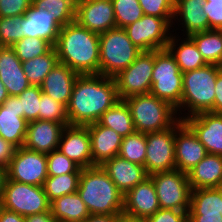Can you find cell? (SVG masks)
<instances>
[{"instance_id": "6da1fadb", "label": "cell", "mask_w": 222, "mask_h": 222, "mask_svg": "<svg viewBox=\"0 0 222 222\" xmlns=\"http://www.w3.org/2000/svg\"><path fill=\"white\" fill-rule=\"evenodd\" d=\"M120 100L113 77L79 75L67 106L69 125L86 126L98 122L103 113Z\"/></svg>"}, {"instance_id": "7a4b0ae2", "label": "cell", "mask_w": 222, "mask_h": 222, "mask_svg": "<svg viewBox=\"0 0 222 222\" xmlns=\"http://www.w3.org/2000/svg\"><path fill=\"white\" fill-rule=\"evenodd\" d=\"M54 48L59 62L79 75L100 74L99 34L73 21L61 28Z\"/></svg>"}, {"instance_id": "3957f363", "label": "cell", "mask_w": 222, "mask_h": 222, "mask_svg": "<svg viewBox=\"0 0 222 222\" xmlns=\"http://www.w3.org/2000/svg\"><path fill=\"white\" fill-rule=\"evenodd\" d=\"M77 192L90 214L114 215L123 212V194L102 166L83 168Z\"/></svg>"}, {"instance_id": "277c9868", "label": "cell", "mask_w": 222, "mask_h": 222, "mask_svg": "<svg viewBox=\"0 0 222 222\" xmlns=\"http://www.w3.org/2000/svg\"><path fill=\"white\" fill-rule=\"evenodd\" d=\"M219 72L218 65L207 64L183 73L181 106L177 109L179 119L184 120L202 112L213 113L215 84Z\"/></svg>"}, {"instance_id": "5b68a950", "label": "cell", "mask_w": 222, "mask_h": 222, "mask_svg": "<svg viewBox=\"0 0 222 222\" xmlns=\"http://www.w3.org/2000/svg\"><path fill=\"white\" fill-rule=\"evenodd\" d=\"M128 105L135 131L151 133L173 127L180 119L177 110L168 102L149 94L124 99Z\"/></svg>"}, {"instance_id": "8992f818", "label": "cell", "mask_w": 222, "mask_h": 222, "mask_svg": "<svg viewBox=\"0 0 222 222\" xmlns=\"http://www.w3.org/2000/svg\"><path fill=\"white\" fill-rule=\"evenodd\" d=\"M100 74L115 77L129 67L142 52L128 38L124 28L115 27L99 34Z\"/></svg>"}, {"instance_id": "52a82bcc", "label": "cell", "mask_w": 222, "mask_h": 222, "mask_svg": "<svg viewBox=\"0 0 222 222\" xmlns=\"http://www.w3.org/2000/svg\"><path fill=\"white\" fill-rule=\"evenodd\" d=\"M183 73L167 49L155 50L150 94L164 100L176 110L181 106Z\"/></svg>"}, {"instance_id": "ba28073f", "label": "cell", "mask_w": 222, "mask_h": 222, "mask_svg": "<svg viewBox=\"0 0 222 222\" xmlns=\"http://www.w3.org/2000/svg\"><path fill=\"white\" fill-rule=\"evenodd\" d=\"M1 199L3 209L23 217L49 211L51 204L43 186L19 183L9 179L6 180Z\"/></svg>"}, {"instance_id": "9c48e42d", "label": "cell", "mask_w": 222, "mask_h": 222, "mask_svg": "<svg viewBox=\"0 0 222 222\" xmlns=\"http://www.w3.org/2000/svg\"><path fill=\"white\" fill-rule=\"evenodd\" d=\"M173 18L143 15L124 28L128 38L141 51L166 49L172 35Z\"/></svg>"}, {"instance_id": "30bf717a", "label": "cell", "mask_w": 222, "mask_h": 222, "mask_svg": "<svg viewBox=\"0 0 222 222\" xmlns=\"http://www.w3.org/2000/svg\"><path fill=\"white\" fill-rule=\"evenodd\" d=\"M149 177L154 183L161 209L189 210L192 189L187 173L175 169L154 173Z\"/></svg>"}, {"instance_id": "8fae6325", "label": "cell", "mask_w": 222, "mask_h": 222, "mask_svg": "<svg viewBox=\"0 0 222 222\" xmlns=\"http://www.w3.org/2000/svg\"><path fill=\"white\" fill-rule=\"evenodd\" d=\"M154 63L155 51H142L129 67L113 77L120 100L150 93Z\"/></svg>"}, {"instance_id": "7c38bea8", "label": "cell", "mask_w": 222, "mask_h": 222, "mask_svg": "<svg viewBox=\"0 0 222 222\" xmlns=\"http://www.w3.org/2000/svg\"><path fill=\"white\" fill-rule=\"evenodd\" d=\"M6 171L9 180L43 186L48 177L47 154L24 147L16 148Z\"/></svg>"}, {"instance_id": "4fadbf2b", "label": "cell", "mask_w": 222, "mask_h": 222, "mask_svg": "<svg viewBox=\"0 0 222 222\" xmlns=\"http://www.w3.org/2000/svg\"><path fill=\"white\" fill-rule=\"evenodd\" d=\"M175 169V125L162 131L146 133L145 170L148 176Z\"/></svg>"}, {"instance_id": "5bb4252c", "label": "cell", "mask_w": 222, "mask_h": 222, "mask_svg": "<svg viewBox=\"0 0 222 222\" xmlns=\"http://www.w3.org/2000/svg\"><path fill=\"white\" fill-rule=\"evenodd\" d=\"M75 21L97 34L117 27L111 0H76Z\"/></svg>"}, {"instance_id": "9a60e30c", "label": "cell", "mask_w": 222, "mask_h": 222, "mask_svg": "<svg viewBox=\"0 0 222 222\" xmlns=\"http://www.w3.org/2000/svg\"><path fill=\"white\" fill-rule=\"evenodd\" d=\"M207 152L192 129L183 121L175 124L176 169L187 173L196 166Z\"/></svg>"}, {"instance_id": "2e32d148", "label": "cell", "mask_w": 222, "mask_h": 222, "mask_svg": "<svg viewBox=\"0 0 222 222\" xmlns=\"http://www.w3.org/2000/svg\"><path fill=\"white\" fill-rule=\"evenodd\" d=\"M58 150L82 169L93 167L91 139L87 126L67 125L62 132Z\"/></svg>"}, {"instance_id": "e0dca14e", "label": "cell", "mask_w": 222, "mask_h": 222, "mask_svg": "<svg viewBox=\"0 0 222 222\" xmlns=\"http://www.w3.org/2000/svg\"><path fill=\"white\" fill-rule=\"evenodd\" d=\"M222 187L191 191L187 222H222Z\"/></svg>"}, {"instance_id": "ac0fdd59", "label": "cell", "mask_w": 222, "mask_h": 222, "mask_svg": "<svg viewBox=\"0 0 222 222\" xmlns=\"http://www.w3.org/2000/svg\"><path fill=\"white\" fill-rule=\"evenodd\" d=\"M183 121L192 129L207 153L222 156V114L202 112Z\"/></svg>"}, {"instance_id": "d6986e66", "label": "cell", "mask_w": 222, "mask_h": 222, "mask_svg": "<svg viewBox=\"0 0 222 222\" xmlns=\"http://www.w3.org/2000/svg\"><path fill=\"white\" fill-rule=\"evenodd\" d=\"M69 123L35 120L27 125L23 147L32 151L48 154L58 149L64 128Z\"/></svg>"}, {"instance_id": "ffe728a7", "label": "cell", "mask_w": 222, "mask_h": 222, "mask_svg": "<svg viewBox=\"0 0 222 222\" xmlns=\"http://www.w3.org/2000/svg\"><path fill=\"white\" fill-rule=\"evenodd\" d=\"M20 99L9 96L0 106V137L16 148L23 147L28 122L21 117Z\"/></svg>"}, {"instance_id": "44dd1931", "label": "cell", "mask_w": 222, "mask_h": 222, "mask_svg": "<svg viewBox=\"0 0 222 222\" xmlns=\"http://www.w3.org/2000/svg\"><path fill=\"white\" fill-rule=\"evenodd\" d=\"M160 209L154 183L150 177L123 196V213L146 219Z\"/></svg>"}, {"instance_id": "7402d4cb", "label": "cell", "mask_w": 222, "mask_h": 222, "mask_svg": "<svg viewBox=\"0 0 222 222\" xmlns=\"http://www.w3.org/2000/svg\"><path fill=\"white\" fill-rule=\"evenodd\" d=\"M205 4L206 0H178L174 4L172 32L174 33L175 30V34H177L176 30L179 29L175 27L177 21L180 23L177 25H181L183 28L181 30L183 33L180 35L184 37L209 30V21L203 9Z\"/></svg>"}, {"instance_id": "603a6c76", "label": "cell", "mask_w": 222, "mask_h": 222, "mask_svg": "<svg viewBox=\"0 0 222 222\" xmlns=\"http://www.w3.org/2000/svg\"><path fill=\"white\" fill-rule=\"evenodd\" d=\"M22 33L25 37L43 38L53 46L57 41L61 26L46 9H38L33 3L28 11L21 16Z\"/></svg>"}, {"instance_id": "cb8c5ba5", "label": "cell", "mask_w": 222, "mask_h": 222, "mask_svg": "<svg viewBox=\"0 0 222 222\" xmlns=\"http://www.w3.org/2000/svg\"><path fill=\"white\" fill-rule=\"evenodd\" d=\"M91 139L93 166H102L119 154L123 137L98 122L86 125Z\"/></svg>"}, {"instance_id": "d4e9b609", "label": "cell", "mask_w": 222, "mask_h": 222, "mask_svg": "<svg viewBox=\"0 0 222 222\" xmlns=\"http://www.w3.org/2000/svg\"><path fill=\"white\" fill-rule=\"evenodd\" d=\"M102 168L123 195L149 177L144 166L132 163L119 155L107 160Z\"/></svg>"}, {"instance_id": "484cf974", "label": "cell", "mask_w": 222, "mask_h": 222, "mask_svg": "<svg viewBox=\"0 0 222 222\" xmlns=\"http://www.w3.org/2000/svg\"><path fill=\"white\" fill-rule=\"evenodd\" d=\"M0 81L9 96H18L31 85L23 71L22 62L11 46L0 48Z\"/></svg>"}, {"instance_id": "4316f807", "label": "cell", "mask_w": 222, "mask_h": 222, "mask_svg": "<svg viewBox=\"0 0 222 222\" xmlns=\"http://www.w3.org/2000/svg\"><path fill=\"white\" fill-rule=\"evenodd\" d=\"M78 76L79 74L70 69L66 64L58 62L44 78L40 86L41 91L67 107L73 85Z\"/></svg>"}, {"instance_id": "83f0119b", "label": "cell", "mask_w": 222, "mask_h": 222, "mask_svg": "<svg viewBox=\"0 0 222 222\" xmlns=\"http://www.w3.org/2000/svg\"><path fill=\"white\" fill-rule=\"evenodd\" d=\"M187 176L192 190L222 187V156L207 153Z\"/></svg>"}, {"instance_id": "f1b7e54d", "label": "cell", "mask_w": 222, "mask_h": 222, "mask_svg": "<svg viewBox=\"0 0 222 222\" xmlns=\"http://www.w3.org/2000/svg\"><path fill=\"white\" fill-rule=\"evenodd\" d=\"M179 33L177 35L172 33L166 49L174 57L181 72L185 73L207 65L194 41L189 36L181 38L178 36Z\"/></svg>"}, {"instance_id": "f546056e", "label": "cell", "mask_w": 222, "mask_h": 222, "mask_svg": "<svg viewBox=\"0 0 222 222\" xmlns=\"http://www.w3.org/2000/svg\"><path fill=\"white\" fill-rule=\"evenodd\" d=\"M50 211L59 222H83L90 215L78 192L53 200Z\"/></svg>"}, {"instance_id": "4dcf8cb0", "label": "cell", "mask_w": 222, "mask_h": 222, "mask_svg": "<svg viewBox=\"0 0 222 222\" xmlns=\"http://www.w3.org/2000/svg\"><path fill=\"white\" fill-rule=\"evenodd\" d=\"M98 123L111 128L122 137L135 132L130 109L124 100H119L114 106L103 113Z\"/></svg>"}, {"instance_id": "1f68e13d", "label": "cell", "mask_w": 222, "mask_h": 222, "mask_svg": "<svg viewBox=\"0 0 222 222\" xmlns=\"http://www.w3.org/2000/svg\"><path fill=\"white\" fill-rule=\"evenodd\" d=\"M189 37L207 64L219 65L222 60V30L210 29Z\"/></svg>"}, {"instance_id": "d6a6232c", "label": "cell", "mask_w": 222, "mask_h": 222, "mask_svg": "<svg viewBox=\"0 0 222 222\" xmlns=\"http://www.w3.org/2000/svg\"><path fill=\"white\" fill-rule=\"evenodd\" d=\"M59 62L55 48L48 53L37 56L32 60L22 62L23 71L29 83L34 86H41L44 78Z\"/></svg>"}, {"instance_id": "836d02e7", "label": "cell", "mask_w": 222, "mask_h": 222, "mask_svg": "<svg viewBox=\"0 0 222 222\" xmlns=\"http://www.w3.org/2000/svg\"><path fill=\"white\" fill-rule=\"evenodd\" d=\"M81 173H68L57 176H48L43 189L50 202L56 198L77 192Z\"/></svg>"}, {"instance_id": "e575fe53", "label": "cell", "mask_w": 222, "mask_h": 222, "mask_svg": "<svg viewBox=\"0 0 222 222\" xmlns=\"http://www.w3.org/2000/svg\"><path fill=\"white\" fill-rule=\"evenodd\" d=\"M38 9H46L55 21L61 26H65L75 21L76 0H32Z\"/></svg>"}, {"instance_id": "d590c367", "label": "cell", "mask_w": 222, "mask_h": 222, "mask_svg": "<svg viewBox=\"0 0 222 222\" xmlns=\"http://www.w3.org/2000/svg\"><path fill=\"white\" fill-rule=\"evenodd\" d=\"M118 155L145 167L146 134L135 131L133 134L123 137Z\"/></svg>"}, {"instance_id": "8d00e7d4", "label": "cell", "mask_w": 222, "mask_h": 222, "mask_svg": "<svg viewBox=\"0 0 222 222\" xmlns=\"http://www.w3.org/2000/svg\"><path fill=\"white\" fill-rule=\"evenodd\" d=\"M21 62L48 53L54 46L43 38L25 37L11 46Z\"/></svg>"}, {"instance_id": "74e56055", "label": "cell", "mask_w": 222, "mask_h": 222, "mask_svg": "<svg viewBox=\"0 0 222 222\" xmlns=\"http://www.w3.org/2000/svg\"><path fill=\"white\" fill-rule=\"evenodd\" d=\"M115 12L116 26L125 28L139 20L143 15V9L138 0H111Z\"/></svg>"}, {"instance_id": "f35d334b", "label": "cell", "mask_w": 222, "mask_h": 222, "mask_svg": "<svg viewBox=\"0 0 222 222\" xmlns=\"http://www.w3.org/2000/svg\"><path fill=\"white\" fill-rule=\"evenodd\" d=\"M41 88L39 86L30 85L20 95L21 117L29 123L39 120Z\"/></svg>"}, {"instance_id": "ab89813d", "label": "cell", "mask_w": 222, "mask_h": 222, "mask_svg": "<svg viewBox=\"0 0 222 222\" xmlns=\"http://www.w3.org/2000/svg\"><path fill=\"white\" fill-rule=\"evenodd\" d=\"M40 103L39 120L68 123L67 107L64 104L53 100L43 92Z\"/></svg>"}, {"instance_id": "60d3db41", "label": "cell", "mask_w": 222, "mask_h": 222, "mask_svg": "<svg viewBox=\"0 0 222 222\" xmlns=\"http://www.w3.org/2000/svg\"><path fill=\"white\" fill-rule=\"evenodd\" d=\"M47 170L48 176H57L68 173H81L82 168L56 149L47 154Z\"/></svg>"}, {"instance_id": "b9f144b4", "label": "cell", "mask_w": 222, "mask_h": 222, "mask_svg": "<svg viewBox=\"0 0 222 222\" xmlns=\"http://www.w3.org/2000/svg\"><path fill=\"white\" fill-rule=\"evenodd\" d=\"M24 38L21 26V16L0 17V44L12 46Z\"/></svg>"}, {"instance_id": "7bdbcfd3", "label": "cell", "mask_w": 222, "mask_h": 222, "mask_svg": "<svg viewBox=\"0 0 222 222\" xmlns=\"http://www.w3.org/2000/svg\"><path fill=\"white\" fill-rule=\"evenodd\" d=\"M144 15L173 18L174 4L171 0H138Z\"/></svg>"}, {"instance_id": "ee69618b", "label": "cell", "mask_w": 222, "mask_h": 222, "mask_svg": "<svg viewBox=\"0 0 222 222\" xmlns=\"http://www.w3.org/2000/svg\"><path fill=\"white\" fill-rule=\"evenodd\" d=\"M32 3V0H0V17L23 16Z\"/></svg>"}, {"instance_id": "f6af8a7d", "label": "cell", "mask_w": 222, "mask_h": 222, "mask_svg": "<svg viewBox=\"0 0 222 222\" xmlns=\"http://www.w3.org/2000/svg\"><path fill=\"white\" fill-rule=\"evenodd\" d=\"M187 212L160 208L144 220L145 222H187Z\"/></svg>"}, {"instance_id": "bcb514c9", "label": "cell", "mask_w": 222, "mask_h": 222, "mask_svg": "<svg viewBox=\"0 0 222 222\" xmlns=\"http://www.w3.org/2000/svg\"><path fill=\"white\" fill-rule=\"evenodd\" d=\"M203 9L209 21V30H222V2L206 1Z\"/></svg>"}, {"instance_id": "7dc6e473", "label": "cell", "mask_w": 222, "mask_h": 222, "mask_svg": "<svg viewBox=\"0 0 222 222\" xmlns=\"http://www.w3.org/2000/svg\"><path fill=\"white\" fill-rule=\"evenodd\" d=\"M16 147L0 137V167L7 168L11 161Z\"/></svg>"}, {"instance_id": "c3c4849f", "label": "cell", "mask_w": 222, "mask_h": 222, "mask_svg": "<svg viewBox=\"0 0 222 222\" xmlns=\"http://www.w3.org/2000/svg\"><path fill=\"white\" fill-rule=\"evenodd\" d=\"M215 101L213 113L222 114V73L219 72L215 84Z\"/></svg>"}, {"instance_id": "681fc988", "label": "cell", "mask_w": 222, "mask_h": 222, "mask_svg": "<svg viewBox=\"0 0 222 222\" xmlns=\"http://www.w3.org/2000/svg\"><path fill=\"white\" fill-rule=\"evenodd\" d=\"M25 222H59V221L53 216V214L49 210L46 212L26 216Z\"/></svg>"}, {"instance_id": "f907efd6", "label": "cell", "mask_w": 222, "mask_h": 222, "mask_svg": "<svg viewBox=\"0 0 222 222\" xmlns=\"http://www.w3.org/2000/svg\"><path fill=\"white\" fill-rule=\"evenodd\" d=\"M0 222H25V217L15 212L2 209L0 212Z\"/></svg>"}, {"instance_id": "816d5d0a", "label": "cell", "mask_w": 222, "mask_h": 222, "mask_svg": "<svg viewBox=\"0 0 222 222\" xmlns=\"http://www.w3.org/2000/svg\"><path fill=\"white\" fill-rule=\"evenodd\" d=\"M83 222H118V214H90Z\"/></svg>"}, {"instance_id": "f5cc1de1", "label": "cell", "mask_w": 222, "mask_h": 222, "mask_svg": "<svg viewBox=\"0 0 222 222\" xmlns=\"http://www.w3.org/2000/svg\"><path fill=\"white\" fill-rule=\"evenodd\" d=\"M118 222H145L143 218L133 217L125 213L118 214Z\"/></svg>"}, {"instance_id": "db71d44e", "label": "cell", "mask_w": 222, "mask_h": 222, "mask_svg": "<svg viewBox=\"0 0 222 222\" xmlns=\"http://www.w3.org/2000/svg\"><path fill=\"white\" fill-rule=\"evenodd\" d=\"M7 180V171L6 168L0 167V198L3 195V189Z\"/></svg>"}, {"instance_id": "11a10c76", "label": "cell", "mask_w": 222, "mask_h": 222, "mask_svg": "<svg viewBox=\"0 0 222 222\" xmlns=\"http://www.w3.org/2000/svg\"><path fill=\"white\" fill-rule=\"evenodd\" d=\"M9 97L6 87L0 81V106L4 103V101Z\"/></svg>"}, {"instance_id": "9f6ffc18", "label": "cell", "mask_w": 222, "mask_h": 222, "mask_svg": "<svg viewBox=\"0 0 222 222\" xmlns=\"http://www.w3.org/2000/svg\"><path fill=\"white\" fill-rule=\"evenodd\" d=\"M219 70H220V72L222 73V60H221V62L219 63Z\"/></svg>"}, {"instance_id": "6f0895ef", "label": "cell", "mask_w": 222, "mask_h": 222, "mask_svg": "<svg viewBox=\"0 0 222 222\" xmlns=\"http://www.w3.org/2000/svg\"><path fill=\"white\" fill-rule=\"evenodd\" d=\"M2 209H3V206H2V199L0 198V212H1Z\"/></svg>"}, {"instance_id": "680465c9", "label": "cell", "mask_w": 222, "mask_h": 222, "mask_svg": "<svg viewBox=\"0 0 222 222\" xmlns=\"http://www.w3.org/2000/svg\"><path fill=\"white\" fill-rule=\"evenodd\" d=\"M206 1H212V2H222V0H206Z\"/></svg>"}, {"instance_id": "91938a15", "label": "cell", "mask_w": 222, "mask_h": 222, "mask_svg": "<svg viewBox=\"0 0 222 222\" xmlns=\"http://www.w3.org/2000/svg\"><path fill=\"white\" fill-rule=\"evenodd\" d=\"M177 1H178V0H171V2H172L173 4H175Z\"/></svg>"}]
</instances>
